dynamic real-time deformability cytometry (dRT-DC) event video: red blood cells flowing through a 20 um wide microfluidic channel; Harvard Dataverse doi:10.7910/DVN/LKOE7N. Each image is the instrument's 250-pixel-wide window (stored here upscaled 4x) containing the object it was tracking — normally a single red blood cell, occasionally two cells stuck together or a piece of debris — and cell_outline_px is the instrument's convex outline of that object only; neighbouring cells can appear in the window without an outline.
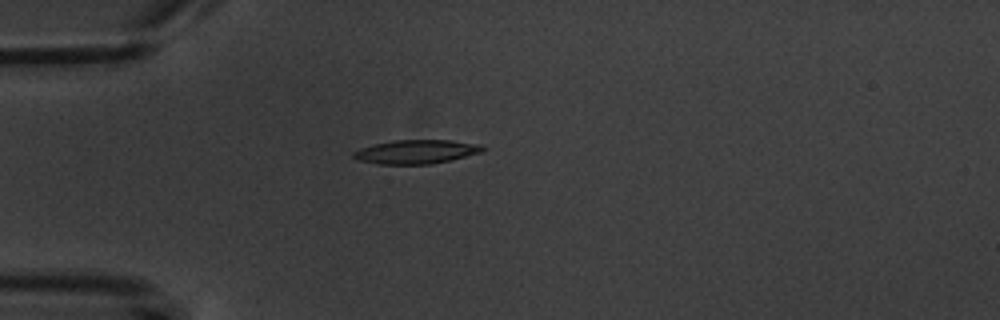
{"species": "common noctule bat (a hibernating species)", "species_latin": "Nyctalus noctula", "temperature_condition": "warm", "stored_images_in_passage": 4, "camera_frame_rate_fps": 3000, "um_per_image_px": 0.085, "animal": {"sex": "male", "body_mass_g": 20.1, "forearm_length_mm": 53.5}, "frame": {"image": 1, "passage_image": 4, "time_ms": 3.333, "image_size_px": [1000, 320], "cell_outline_px": [[488, 148], [480, 152], [452, 160], [432, 164], [376, 164], [356, 160], [352, 156], [352, 152], [360, 148], [392, 140], [452, 140], [480, 144]], "centroid_in_image_um": [35.37, 12.9], "position_along_channel_um": 49.6, "area_um2": 18.15}}